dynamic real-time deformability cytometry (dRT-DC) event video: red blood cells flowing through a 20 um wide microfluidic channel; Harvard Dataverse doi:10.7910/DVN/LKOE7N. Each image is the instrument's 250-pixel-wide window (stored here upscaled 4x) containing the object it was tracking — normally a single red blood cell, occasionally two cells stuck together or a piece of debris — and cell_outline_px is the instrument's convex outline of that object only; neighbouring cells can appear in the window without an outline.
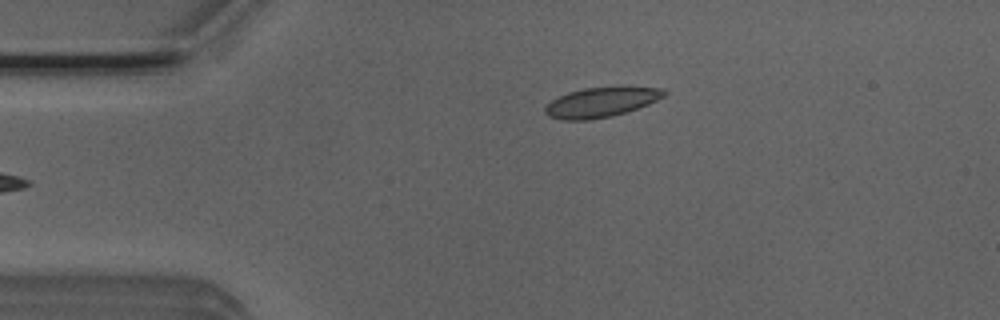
{"species": "Egyptian fruit bat (a non-hibernating species)", "species_latin": "Rousettus aegyptiacus", "temperature_condition": "room temperature", "stored_images_in_passage": 4, "camera_frame_rate_fps": 3000, "um_per_image_px": 0.085, "animal": {"sex": "male"}, "frame": {"image": 1, "passage_image": 4, "time_ms": 1.0, "image_size_px": [1000, 320], "cell_outline_px": [[668, 92], [664, 96], [648, 104], [612, 116], [588, 120], [560, 120], [548, 116], [544, 112], [544, 108], [552, 100], [568, 92], [584, 88], [624, 84], [628, 84], [664, 88]], "centroid_in_image_um": [51.16, 8.64], "position_along_channel_um": 33.8, "area_um2": 21.39}}